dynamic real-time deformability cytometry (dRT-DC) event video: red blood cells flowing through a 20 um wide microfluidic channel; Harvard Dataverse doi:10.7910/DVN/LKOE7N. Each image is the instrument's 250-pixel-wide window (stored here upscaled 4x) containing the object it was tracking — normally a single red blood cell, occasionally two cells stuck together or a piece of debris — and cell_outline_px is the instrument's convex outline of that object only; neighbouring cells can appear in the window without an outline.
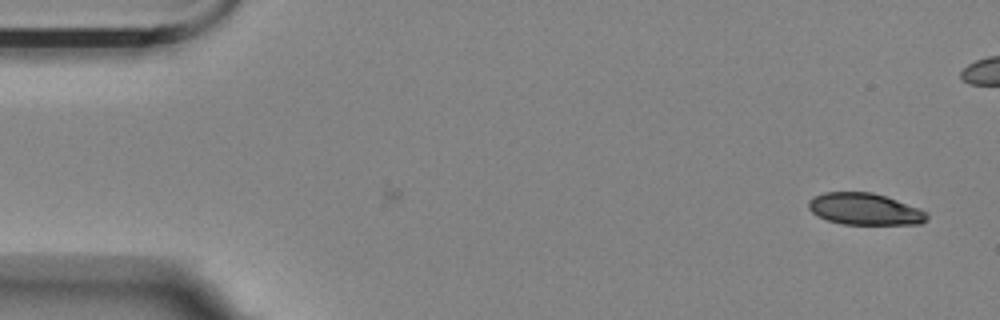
{"species": "Egyptian fruit bat (a non-hibernating species)", "species_latin": "Rousettus aegyptiacus", "temperature_condition": "room temperature", "stored_images_in_passage": 8, "camera_frame_rate_fps": 3000, "um_per_image_px": 0.085, "animal": {"sex": "female"}, "frame": {"image": 1, "passage_image": 8, "time_ms": 2.333, "image_size_px": [1000, 320], "cell_outline_px": [[928, 220], [920, 224], [840, 224], [816, 216], [808, 208], [808, 200], [824, 192], [872, 192], [920, 208], [928, 212]], "centroid_in_image_um": [73.51, 17.78], "position_along_channel_um": 11.5, "area_um2": 21.96}}